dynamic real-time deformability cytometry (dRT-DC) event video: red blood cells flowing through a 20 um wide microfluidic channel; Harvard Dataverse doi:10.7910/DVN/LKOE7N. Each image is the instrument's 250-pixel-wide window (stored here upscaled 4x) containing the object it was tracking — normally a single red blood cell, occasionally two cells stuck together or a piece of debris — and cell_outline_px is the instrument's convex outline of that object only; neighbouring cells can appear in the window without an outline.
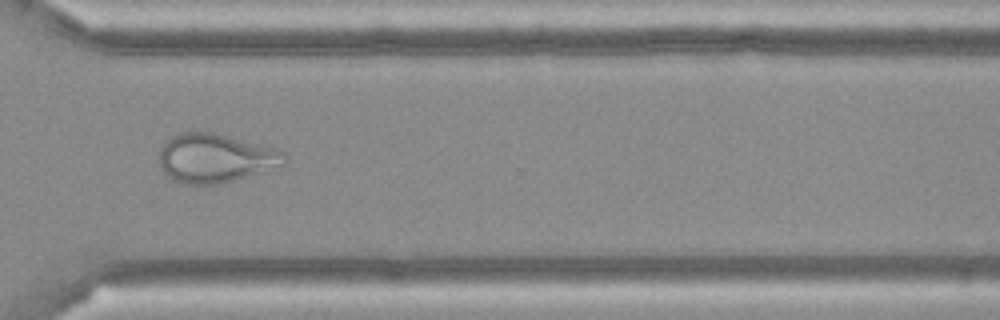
{"species": "Egyptian fruit bat (a non-hibernating species)", "species_latin": "Rousettus aegyptiacus", "temperature_condition": "cold", "stored_images_in_passage": 44, "camera_frame_rate_fps": 3000, "um_per_image_px": 0.085, "frame": {"image": 1, "passage_image": 38, "time_ms": 12.333, "image_size_px": [1000, 320], "cell_outline_px": [[288, 160], [284, 164], [236, 180], [216, 184], [180, 184], [172, 180], [164, 172], [160, 164], [160, 148], [172, 136], [184, 132], [212, 132], [276, 148], [284, 152]], "centroid_in_image_um": [18.3, 13.45], "position_along_channel_um": 352.3, "area_um2": 35.49}}